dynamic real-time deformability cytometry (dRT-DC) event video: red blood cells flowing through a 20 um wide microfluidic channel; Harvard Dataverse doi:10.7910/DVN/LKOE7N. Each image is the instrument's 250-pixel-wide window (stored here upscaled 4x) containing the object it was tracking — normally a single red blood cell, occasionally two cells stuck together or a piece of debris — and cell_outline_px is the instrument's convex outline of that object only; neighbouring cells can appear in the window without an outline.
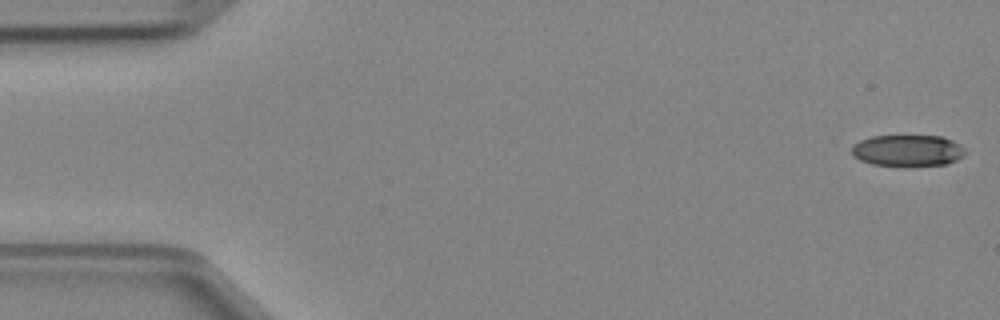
{"species": "Egyptian fruit bat (a non-hibernating species)", "species_latin": "Rousettus aegyptiacus", "temperature_condition": "cold", "stored_images_in_passage": 6, "camera_frame_rate_fps": 3000, "um_per_image_px": 0.085, "animal": {"sex": "female"}, "frame": {"image": 1, "passage_image": 1, "time_ms": 0.0, "image_size_px": [1000, 320], "cell_outline_px": [[964, 156], [948, 164], [912, 168], [904, 168], [872, 164], [860, 160], [852, 156], [852, 144], [860, 140], [872, 136], [944, 136], [960, 144], [964, 148]], "centroid_in_image_um": [77.15, 12.83], "position_along_channel_um": 7.8, "area_um2": 21.62}}
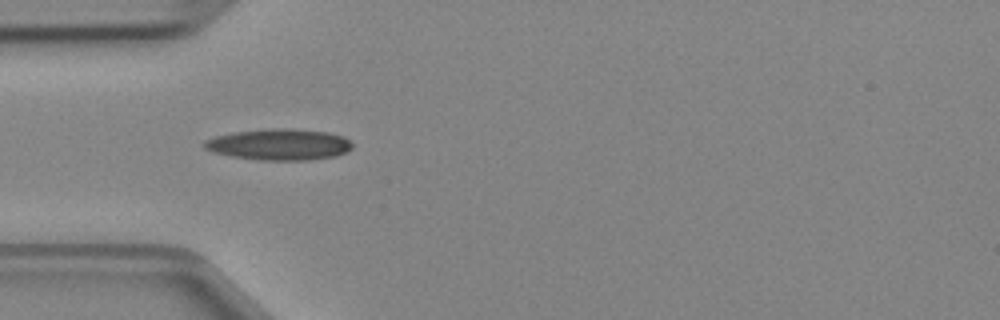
{"frame": {"image": 2, "passage_image": 4, "time_ms": 1.0, "image_size_px": [1000, 320], "cell_outline_px": [[352, 148], [348, 152], [336, 156], [308, 160], [256, 160], [232, 156], [212, 152], [204, 148], [200, 144], [204, 140], [216, 136], [232, 132], [272, 128], [292, 128], [328, 132], [344, 136], [352, 144]], "centroid_in_image_um": [23.71, 12.28], "position_along_channel_um": 61.3, "area_um2": 27.28}}
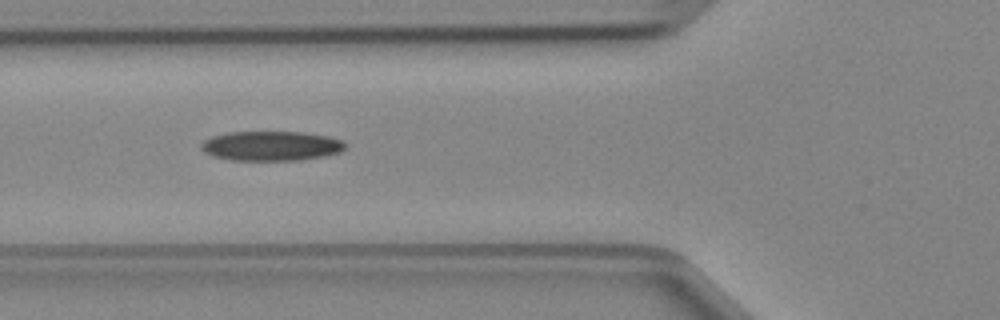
{"frame": {"image": 3, "passage_image": 5, "time_ms": 1.333, "image_size_px": [1000, 320], "cell_outline_px": [[344, 148], [340, 152], [324, 156], [296, 160], [232, 160], [212, 156], [204, 152], [200, 148], [200, 144], [204, 140], [212, 136], [228, 132], [304, 132], [328, 136], [344, 140]], "centroid_in_image_um": [23.02, 12.4], "position_along_channel_um": 102.8, "area_um2": 24.91}}